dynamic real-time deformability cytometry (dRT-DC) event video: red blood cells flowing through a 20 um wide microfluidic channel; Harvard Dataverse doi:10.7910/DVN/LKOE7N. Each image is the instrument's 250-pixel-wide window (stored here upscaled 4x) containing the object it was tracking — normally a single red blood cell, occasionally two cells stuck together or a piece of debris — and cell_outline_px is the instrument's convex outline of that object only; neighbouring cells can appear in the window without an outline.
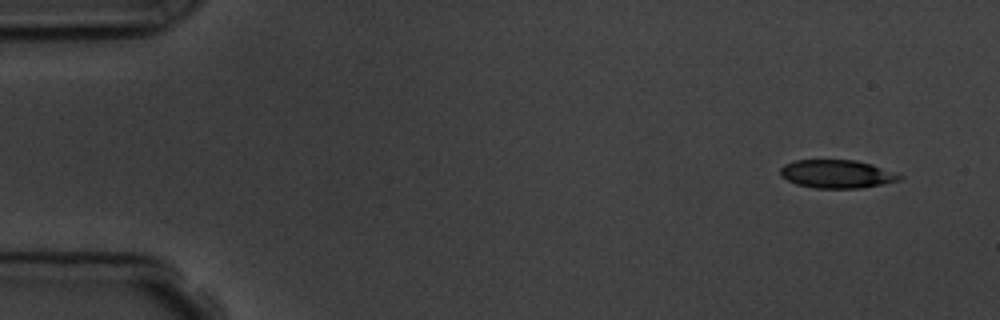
{"species": "common noctule bat (a hibernating species)", "species_latin": "Nyctalus noctula", "temperature_condition": "room temperature", "stored_images_in_passage": 5, "segment_of_instrument_passage": [1, 2], "camera_frame_rate_fps": 3000, "um_per_image_px": 0.085, "animal": {"sex": "male", "body_mass_g": 19.5, "forearm_length_mm": 54.6}, "frame": {"image": 1, "passage_image": 1, "time_ms": 0.0, "image_size_px": [1000, 320], "cell_outline_px": [[904, 176], [900, 180], [860, 188], [816, 188], [796, 184], [780, 176], [780, 168], [784, 164], [792, 160], [856, 160], [872, 164]], "centroid_in_image_um": [71.1, 14.78], "position_along_channel_um": 13.9, "area_um2": 19.59}}